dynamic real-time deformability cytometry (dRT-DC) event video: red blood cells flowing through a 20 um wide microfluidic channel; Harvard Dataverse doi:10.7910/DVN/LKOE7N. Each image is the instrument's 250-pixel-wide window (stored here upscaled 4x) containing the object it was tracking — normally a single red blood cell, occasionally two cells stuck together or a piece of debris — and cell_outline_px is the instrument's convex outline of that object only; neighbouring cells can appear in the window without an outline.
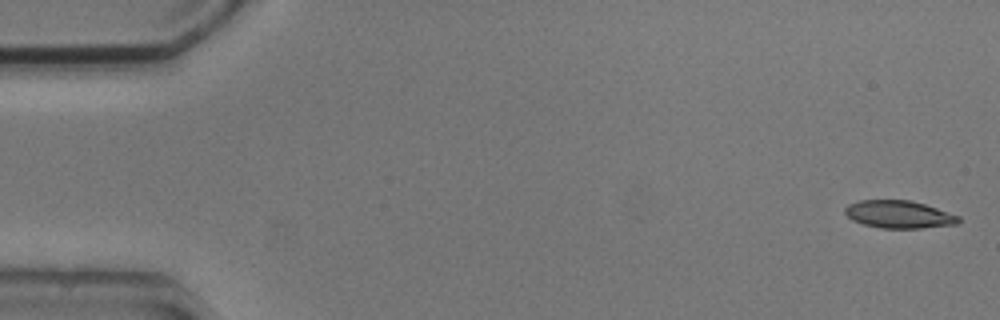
{"species": "common noctule bat (a hibernating species)", "species_latin": "Nyctalus noctula", "temperature_condition": "cold", "stored_images_in_passage": 5, "camera_frame_rate_fps": 3000, "um_per_image_px": 0.085, "animal": {"sex": "male", "body_mass_g": 20.5, "forearm_length_mm": 52.5}, "frame": {"image": 1, "passage_image": 1, "time_ms": 0.0, "image_size_px": [1000, 320], "cell_outline_px": [[960, 220], [956, 224], [920, 228], [880, 228], [864, 224], [852, 220], [844, 212], [844, 208], [848, 204], [860, 200], [908, 200], [924, 204], [960, 216]], "centroid_in_image_um": [76.38, 18.22], "position_along_channel_um": 8.6, "area_um2": 18.15}}
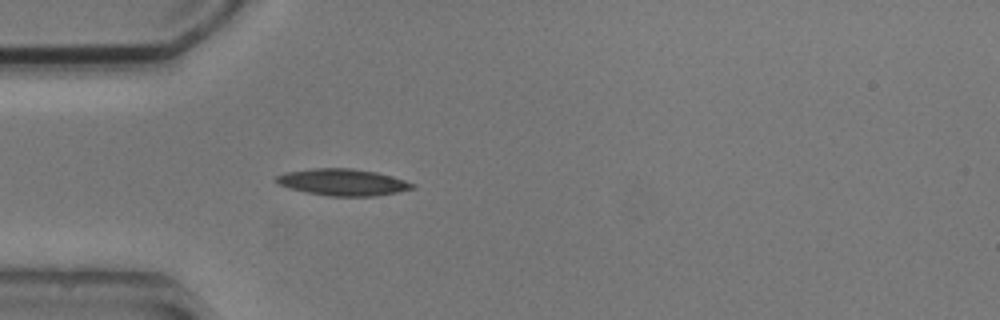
{"frame": {"image": 2, "passage_image": 5, "time_ms": 4.667, "image_size_px": [1000, 320], "cell_outline_px": [[416, 188], [376, 196], [328, 196], [288, 188], [276, 184], [276, 176], [284, 172], [312, 168], [352, 168], [376, 172], [392, 176], [416, 184]], "centroid_in_image_um": [29.12, 15.48], "position_along_channel_um": 55.9, "area_um2": 21.27}}